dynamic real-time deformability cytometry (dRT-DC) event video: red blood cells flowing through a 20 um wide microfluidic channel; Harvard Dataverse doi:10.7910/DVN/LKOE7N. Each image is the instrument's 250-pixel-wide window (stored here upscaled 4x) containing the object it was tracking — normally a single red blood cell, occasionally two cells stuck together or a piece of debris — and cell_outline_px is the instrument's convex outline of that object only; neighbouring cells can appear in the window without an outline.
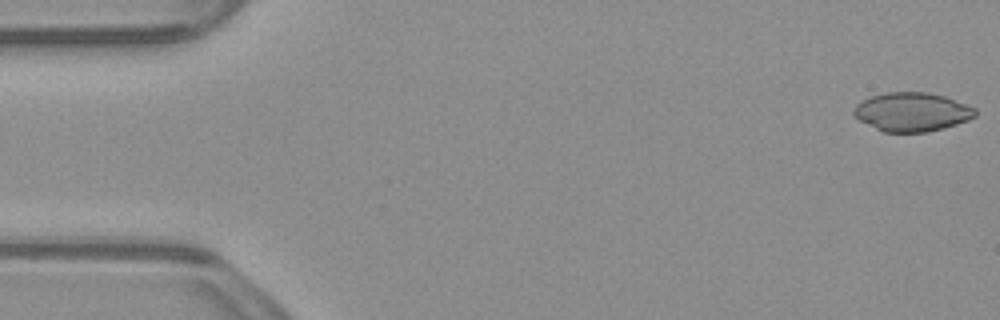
{"species": "common noctule bat (a hibernating species)", "species_latin": "Nyctalus noctula", "temperature_condition": "warm", "stored_images_in_passage": 53, "camera_frame_rate_fps": 3000, "um_per_image_px": 0.085, "animal": {"sex": "male", "body_mass_g": 23.1, "forearm_length_mm": 52.7}, "frame": {"image": 1, "passage_image": 1, "time_ms": 0.0, "image_size_px": [1000, 320], "cell_outline_px": [[976, 116], [968, 120], [956, 124], [928, 132], [884, 132], [860, 120], [852, 112], [852, 108], [856, 104], [872, 96], [884, 92], [928, 92], [944, 96], [976, 108]], "centroid_in_image_um": [77.52, 9.51], "position_along_channel_um": 7.5, "area_um2": 27.34}}
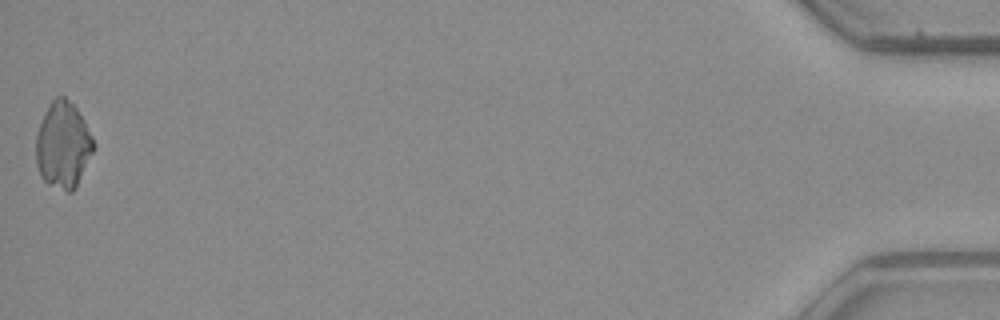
{"frame": {"image": 2, "passage_image": 53, "time_ms": 17.333, "image_size_px": [1000, 320], "cell_outline_px": [[96, 148], [76, 188], [72, 192], [68, 192], [48, 184], [40, 176], [36, 164], [36, 136], [44, 112], [52, 100], [56, 96], [64, 96], [76, 108], [84, 120], [96, 144]], "centroid_in_image_um": [5.38, 12.35], "position_along_channel_um": 429.8, "area_um2": 29.25}}